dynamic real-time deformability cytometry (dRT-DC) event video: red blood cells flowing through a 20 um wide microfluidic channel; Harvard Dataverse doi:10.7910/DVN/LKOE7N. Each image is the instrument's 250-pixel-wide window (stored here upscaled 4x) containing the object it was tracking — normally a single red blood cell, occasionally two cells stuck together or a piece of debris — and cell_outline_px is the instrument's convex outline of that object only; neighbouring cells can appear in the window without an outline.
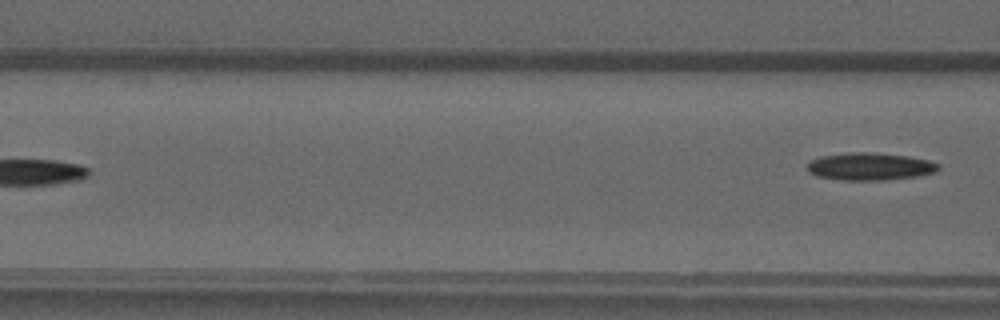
{"species": "common noctule bat (a hibernating species)", "species_latin": "Nyctalus noctula", "temperature_condition": "warm", "stored_images_in_passage": 4, "camera_frame_rate_fps": 3000, "um_per_image_px": 0.085, "animal": {"sex": "male", "forearm_length_mm": 52.5}, "frame": {"image": 1, "passage_image": 4, "time_ms": 4.333, "image_size_px": [1000, 320], "cell_outline_px": [[940, 168], [936, 172], [916, 176], [884, 180], [844, 180], [816, 176], [808, 172], [808, 164], [812, 160], [820, 156], [852, 152], [872, 152], [908, 156], [928, 160], [940, 164]], "centroid_in_image_um": [73.96, 14.15], "position_along_channel_um": 92.6, "area_um2": 20.98}}